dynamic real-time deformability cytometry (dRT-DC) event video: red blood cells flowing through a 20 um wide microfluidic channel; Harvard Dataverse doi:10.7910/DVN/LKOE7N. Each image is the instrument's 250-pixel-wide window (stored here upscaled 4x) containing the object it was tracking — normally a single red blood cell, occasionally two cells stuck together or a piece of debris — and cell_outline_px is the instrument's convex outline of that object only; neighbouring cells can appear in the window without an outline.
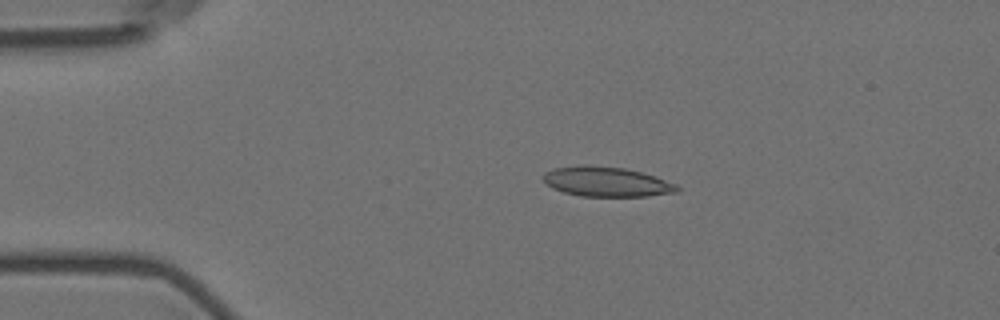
{"species": "Egyptian fruit bat (a non-hibernating species)", "species_latin": "Rousettus aegyptiacus", "temperature_condition": "room temperature", "stored_images_in_passage": 8, "camera_frame_rate_fps": 3000, "um_per_image_px": 0.085, "animal": {"sex": "female"}, "frame": {"image": 1, "passage_image": 3, "time_ms": 2.333, "image_size_px": [1000, 320], "cell_outline_px": [[680, 188], [676, 192], [648, 196], [580, 196], [564, 192], [552, 188], [544, 180], [544, 172], [556, 168], [584, 164], [588, 164], [624, 168], [656, 176], [676, 184]], "centroid_in_image_um": [51.56, 15.44], "position_along_channel_um": 33.4, "area_um2": 23.18}}
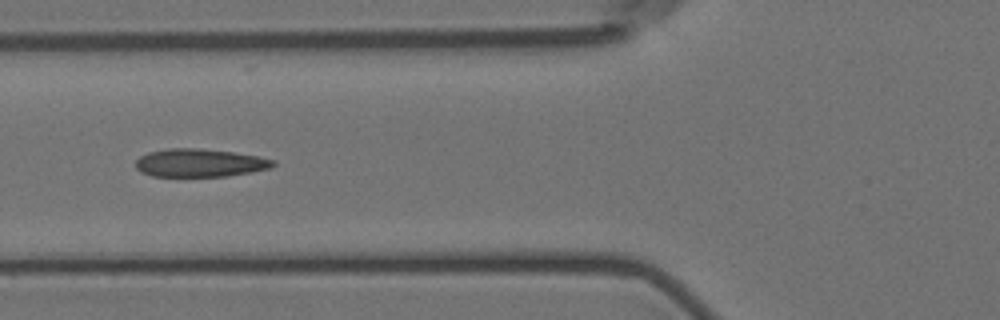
{"frame": {"image": 2, "passage_image": 6, "time_ms": 5.667, "image_size_px": [1000, 320], "cell_outline_px": [[276, 164], [272, 168], [252, 172], [228, 176], [152, 176], [140, 172], [136, 168], [136, 160], [140, 156], [148, 152], [168, 148], [196, 148], [232, 152], [256, 156], [276, 160]], "centroid_in_image_um": [16.98, 13.85], "position_along_channel_um": 108.8, "area_um2": 22.54}}
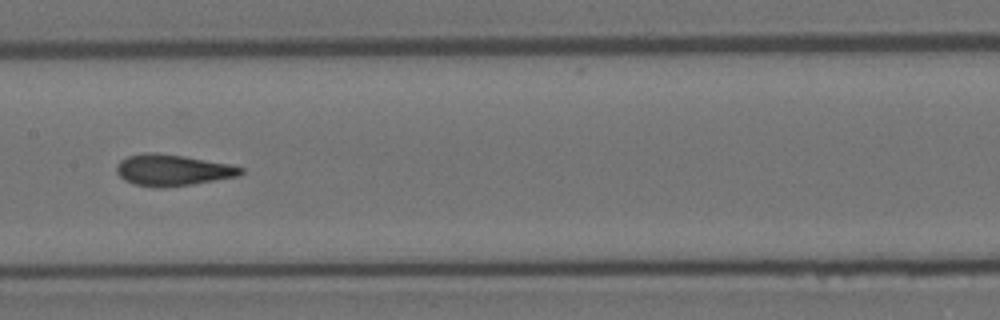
{"frame": {"image": 3, "passage_image": 8, "time_ms": 8.0, "image_size_px": [1000, 320], "cell_outline_px": [[244, 172], [240, 176], [192, 184], [164, 188], [156, 188], [136, 184], [124, 180], [116, 172], [116, 164], [120, 160], [128, 156], [144, 152], [156, 152], [184, 156], [228, 164], [244, 168]], "centroid_in_image_um": [14.65, 14.46], "position_along_channel_um": 192.8, "area_um2": 22.77}}